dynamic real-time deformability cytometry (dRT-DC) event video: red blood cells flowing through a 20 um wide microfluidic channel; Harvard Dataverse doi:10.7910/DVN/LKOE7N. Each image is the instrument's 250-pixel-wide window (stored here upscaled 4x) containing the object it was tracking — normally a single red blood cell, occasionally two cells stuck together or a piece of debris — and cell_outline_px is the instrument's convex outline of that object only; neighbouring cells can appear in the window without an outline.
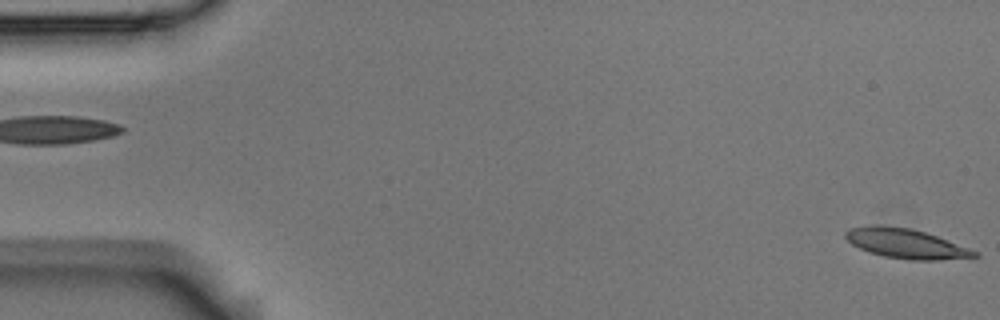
{"species": "Egyptian fruit bat (a non-hibernating species)", "species_latin": "Rousettus aegyptiacus", "temperature_condition": "room temperature", "stored_images_in_passage": 4, "segment_of_instrument_passage": [2, 2], "camera_frame_rate_fps": 3000, "um_per_image_px": 0.085, "animal": {"sex": "male"}, "frame": {"image": 1, "passage_image": 4, "time_ms": 1.0, "image_size_px": [1000, 320], "cell_outline_px": [[980, 256], [936, 260], [908, 260], [884, 256], [868, 252], [852, 244], [844, 236], [844, 232], [852, 228], [868, 224], [880, 224], [912, 228], [936, 236], [980, 252]], "centroid_in_image_um": [76.97, 20.69], "position_along_channel_um": 8.0, "area_um2": 22.37}}